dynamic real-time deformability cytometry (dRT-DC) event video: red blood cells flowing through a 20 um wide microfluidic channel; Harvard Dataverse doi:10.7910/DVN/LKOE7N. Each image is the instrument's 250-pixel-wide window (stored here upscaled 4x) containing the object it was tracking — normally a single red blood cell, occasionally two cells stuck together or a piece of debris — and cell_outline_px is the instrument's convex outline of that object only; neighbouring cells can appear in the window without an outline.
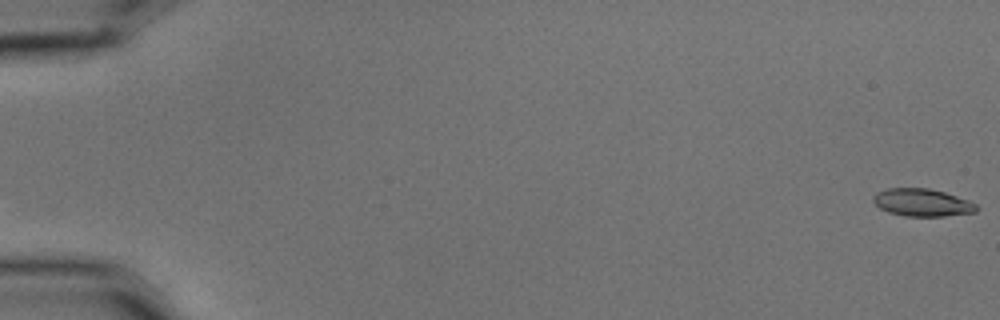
{"species": "common noctule bat (a hibernating species)", "species_latin": "Nyctalus noctula", "temperature_condition": "cold", "stored_images_in_passage": 6, "camera_frame_rate_fps": 3000, "um_per_image_px": 0.085, "animal": {"sex": "male", "body_mass_g": 15.6}, "frame": {"image": 1, "passage_image": 1, "time_ms": 0.0, "image_size_px": [1000, 320], "cell_outline_px": [[980, 208], [976, 212], [944, 216], [904, 216], [888, 212], [880, 208], [872, 200], [872, 196], [876, 192], [888, 188], [928, 188], [944, 192], [968, 200], [976, 204]], "centroid_in_image_um": [78.38, 17.21], "position_along_channel_um": 6.6, "area_um2": 16.65}}
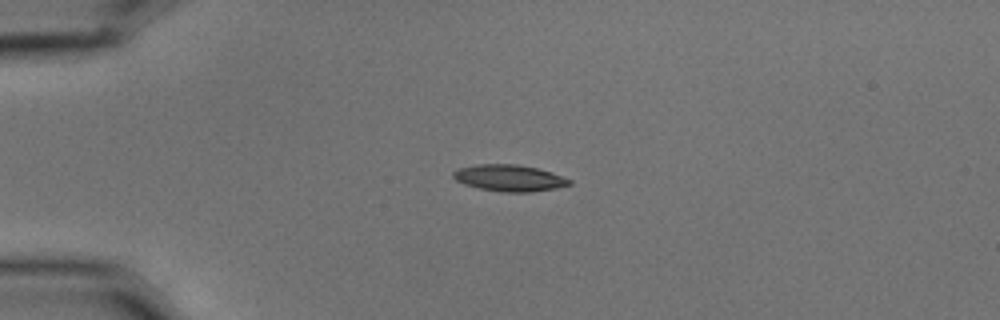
{"frame": {"image": 2, "passage_image": 5, "time_ms": 1.333, "image_size_px": [1000, 320], "cell_outline_px": [[572, 184], [556, 188], [532, 192], [500, 192], [480, 188], [464, 184], [456, 180], [452, 176], [452, 172], [460, 168], [480, 164], [516, 164], [536, 168], [552, 172], [572, 180]], "centroid_in_image_um": [43.31, 15.13], "position_along_channel_um": 41.7, "area_um2": 17.92}}